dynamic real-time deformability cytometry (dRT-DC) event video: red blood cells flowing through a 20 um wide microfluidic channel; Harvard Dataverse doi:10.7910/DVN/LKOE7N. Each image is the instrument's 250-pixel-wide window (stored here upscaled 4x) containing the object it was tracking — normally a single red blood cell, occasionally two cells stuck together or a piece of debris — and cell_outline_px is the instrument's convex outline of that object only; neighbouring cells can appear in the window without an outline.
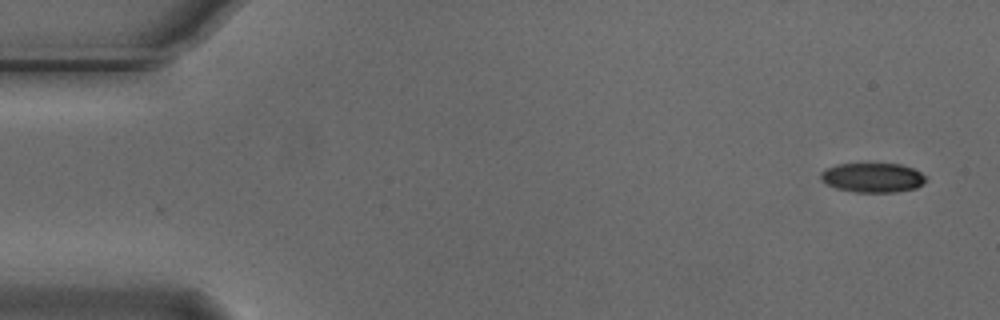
{"species": "Egyptian fruit bat (a non-hibernating species)", "species_latin": "Rousettus aegyptiacus", "temperature_condition": "cold", "stored_images_in_passage": 6, "camera_frame_rate_fps": 3000, "um_per_image_px": 0.085, "animal": {"sex": "male"}, "frame": {"image": 1, "passage_image": 1, "time_ms": 0.0, "image_size_px": [1000, 320], "cell_outline_px": [[928, 180], [924, 184], [916, 188], [896, 192], [856, 192], [836, 188], [820, 180], [820, 172], [836, 164], [900, 164], [912, 168], [920, 172]], "centroid_in_image_um": [74.19, 15.1], "position_along_channel_um": 10.8, "area_um2": 18.03}}
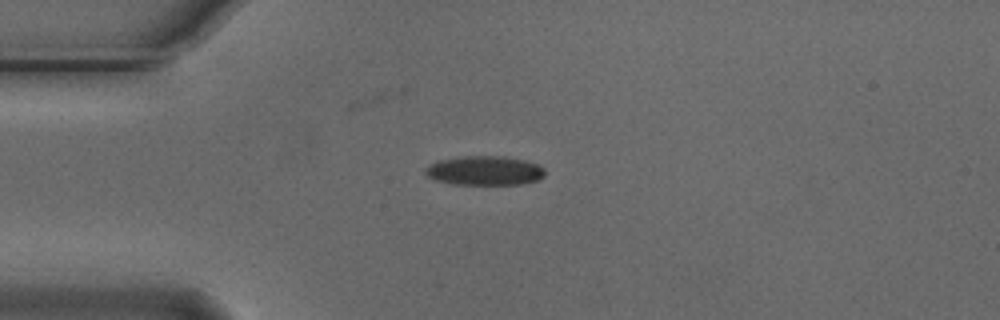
{"frame": {"image": 2, "passage_image": 4, "time_ms": 1.0, "image_size_px": [1000, 320], "cell_outline_px": [[544, 176], [540, 180], [520, 184], [452, 184], [436, 180], [428, 176], [424, 172], [424, 168], [440, 160], [464, 156], [504, 156], [524, 160], [536, 164], [544, 168]], "centroid_in_image_um": [41.21, 14.5], "position_along_channel_um": 43.8, "area_um2": 20.29}}
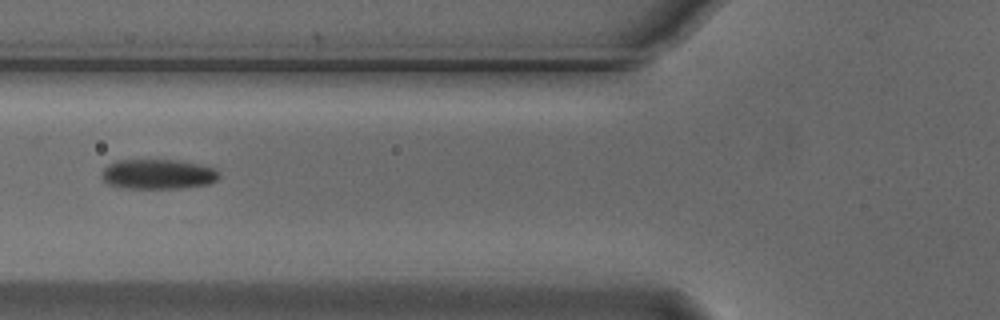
{"frame": {"image": 3, "passage_image": 6, "time_ms": 1.667, "image_size_px": [1000, 320], "cell_outline_px": [[220, 176], [212, 184], [184, 188], [124, 188], [108, 184], [100, 176], [100, 172], [108, 164], [116, 160], [180, 160], [216, 168], [220, 172]], "centroid_in_image_um": [13.45, 14.8], "position_along_channel_um": 112.4, "area_um2": 20.81}}